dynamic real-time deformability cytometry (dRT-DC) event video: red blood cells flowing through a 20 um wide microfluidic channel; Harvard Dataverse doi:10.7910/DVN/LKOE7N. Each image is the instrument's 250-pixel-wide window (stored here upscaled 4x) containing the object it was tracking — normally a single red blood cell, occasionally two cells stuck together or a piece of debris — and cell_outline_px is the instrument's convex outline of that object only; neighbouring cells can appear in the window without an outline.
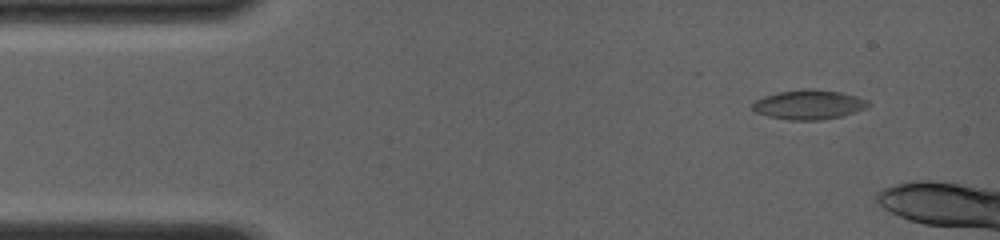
{"species": "common noctule bat (a hibernating species)", "species_latin": "Nyctalus noctula", "temperature_condition": "room temperature", "stored_images_in_passage": 34, "camera_frame_rate_fps": 4000, "um_per_image_px": 0.085, "animal": {"sex": "female", "body_mass_g": 19.0, "forearm_length_mm": 56.7}, "frame": {"image": 1, "passage_image": 9, "time_ms": 1.25, "image_size_px": [1000, 240], "cell_outline_px": [[868, 104], [864, 108], [840, 116], [820, 120], [788, 120], [768, 116], [756, 112], [752, 108], [752, 104], [756, 100], [764, 96], [776, 92], [804, 88], [812, 88], [840, 92], [856, 96], [868, 100]], "centroid_in_image_um": [68.69, 8.88], "position_along_channel_um": 16.3, "area_um2": 19.77}}
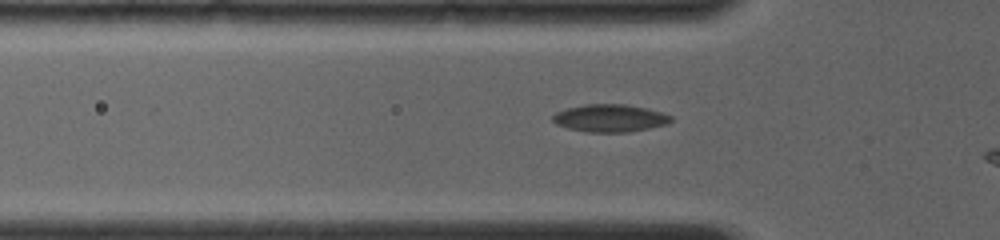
{"frame": {"image": 2, "passage_image": 29, "time_ms": 4.75, "image_size_px": [1000, 240], "cell_outline_px": [[672, 120], [668, 124], [628, 132], [588, 132], [568, 128], [556, 124], [552, 120], [552, 116], [556, 112], [568, 108], [584, 104], [624, 104], [644, 108], [660, 112], [672, 116]], "centroid_in_image_um": [51.83, 10.04], "position_along_channel_um": 74.0, "area_um2": 18.84}}
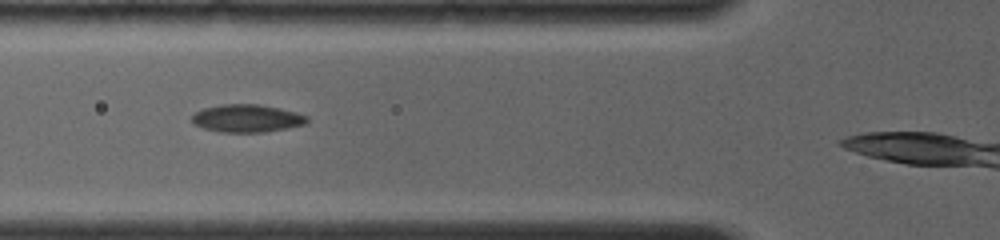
{"frame": {"image": 3, "passage_image": 33, "time_ms": 5.5, "image_size_px": [1000, 240], "cell_outline_px": [[308, 120], [304, 124], [288, 128], [264, 132], [220, 132], [204, 128], [192, 124], [192, 116], [196, 112], [204, 108], [220, 104], [260, 104], [280, 108], [296, 112], [308, 116]], "centroid_in_image_um": [20.98, 10.05], "position_along_channel_um": 104.8, "area_um2": 18.67}}